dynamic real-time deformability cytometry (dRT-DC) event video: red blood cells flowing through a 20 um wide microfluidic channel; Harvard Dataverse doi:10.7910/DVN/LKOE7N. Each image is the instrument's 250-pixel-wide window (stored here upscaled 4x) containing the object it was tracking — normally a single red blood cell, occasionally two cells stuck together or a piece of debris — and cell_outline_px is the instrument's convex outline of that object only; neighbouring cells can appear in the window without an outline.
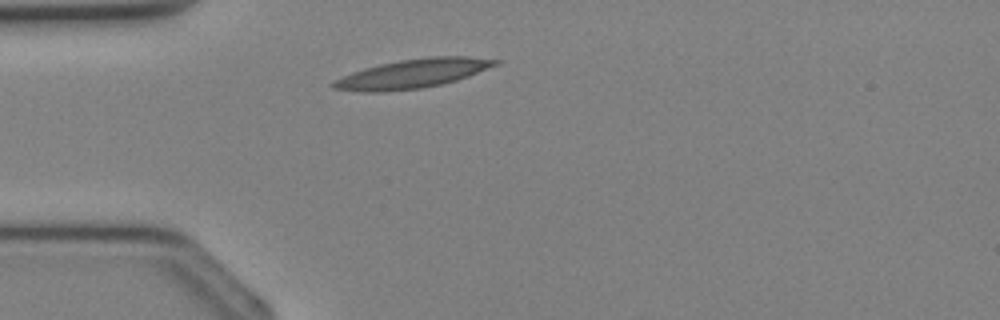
{"species": "Egyptian fruit bat (a non-hibernating species)", "species_latin": "Rousettus aegyptiacus", "temperature_condition": "cold", "stored_images_in_passage": 27, "camera_frame_rate_fps": 3000, "um_per_image_px": 0.085, "animal": {"sex": "female"}, "frame": {"image": 1, "passage_image": 1, "time_ms": 0.0, "image_size_px": [1000, 320], "cell_outline_px": [[504, 60], [500, 64], [468, 76], [456, 80], [440, 84], [420, 88], [384, 92], [360, 92], [332, 88], [328, 84], [352, 72], [364, 68], [380, 64], [400, 60], [428, 56], [468, 56]], "centroid_in_image_um": [35.11, 6.25], "position_along_channel_um": 49.9, "area_um2": 27.51}}
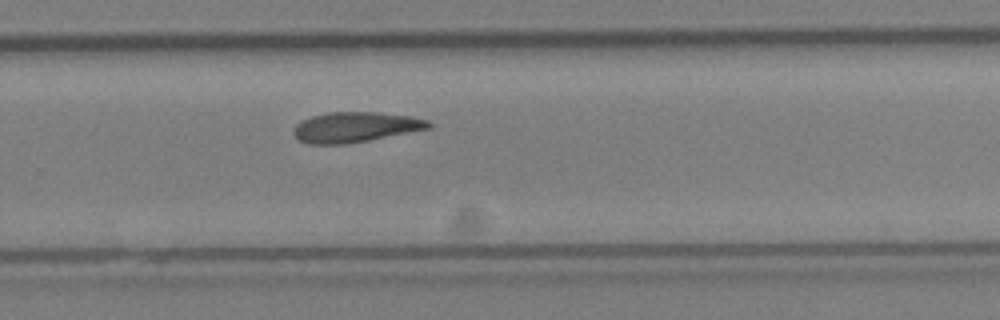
{"frame": {"image": 2, "passage_image": 15, "time_ms": 4.667, "image_size_px": [1000, 320], "cell_outline_px": [[432, 128], [348, 144], [308, 144], [300, 140], [292, 132], [296, 124], [300, 120], [312, 116], [328, 112], [376, 112], [412, 116], [428, 120], [432, 124]], "centroid_in_image_um": [30.21, 10.8], "position_along_channel_um": 299.6, "area_um2": 23.93}}
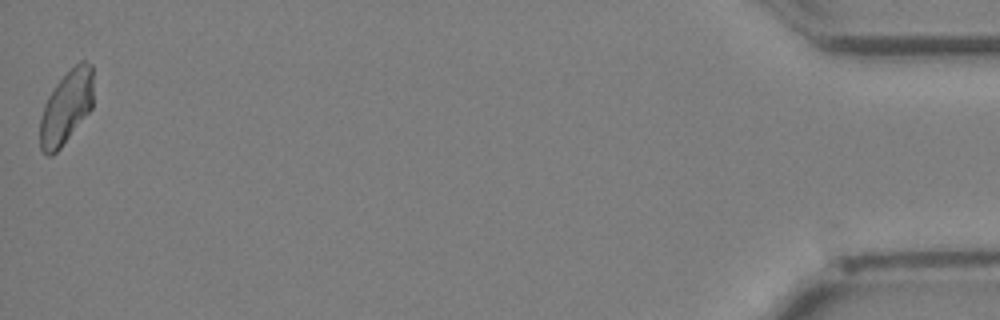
{"frame": {"image": 3, "passage_image": 27, "time_ms": 8.667, "image_size_px": [1000, 320], "cell_outline_px": [[92, 108], [60, 148], [52, 156], [48, 156], [40, 148], [40, 120], [44, 104], [48, 96], [56, 84], [80, 60], [84, 60], [92, 64]], "centroid_in_image_um": [5.62, 9.12], "position_along_channel_um": 429.6, "area_um2": 22.54}}